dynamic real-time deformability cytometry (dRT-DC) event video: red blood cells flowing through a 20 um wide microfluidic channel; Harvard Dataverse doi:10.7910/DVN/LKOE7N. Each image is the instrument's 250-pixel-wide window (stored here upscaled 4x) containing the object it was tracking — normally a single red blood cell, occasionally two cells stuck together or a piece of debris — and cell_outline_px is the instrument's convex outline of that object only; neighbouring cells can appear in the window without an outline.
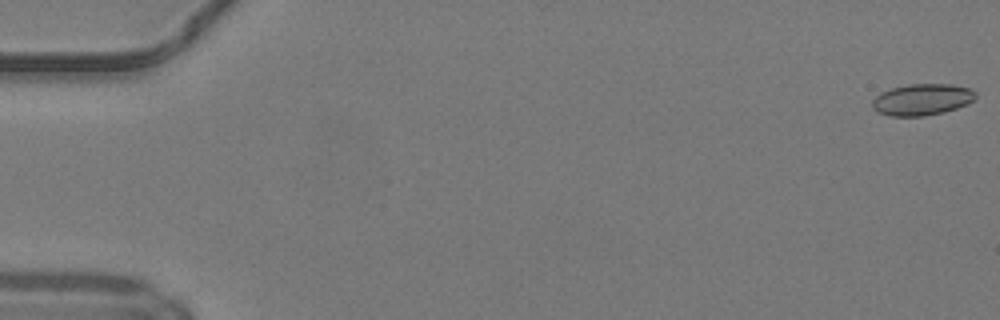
{"species": "common noctule bat (a hibernating species)", "species_latin": "Nyctalus noctula", "temperature_condition": "warm", "stored_images_in_passage": 50, "camera_frame_rate_fps": 3000, "um_per_image_px": 0.085, "animal": {"sex": "male", "body_mass_g": 19.2, "forearm_length_mm": 51.8}, "frame": {"image": 1, "passage_image": 1, "time_ms": 0.0, "image_size_px": [1000, 320], "cell_outline_px": [[976, 96], [968, 104], [944, 112], [924, 116], [888, 116], [876, 112], [872, 108], [872, 100], [880, 92], [892, 88], [908, 84], [952, 84], [968, 88], [976, 92]], "centroid_in_image_um": [78.34, 8.47], "position_along_channel_um": 6.7, "area_um2": 19.07}}
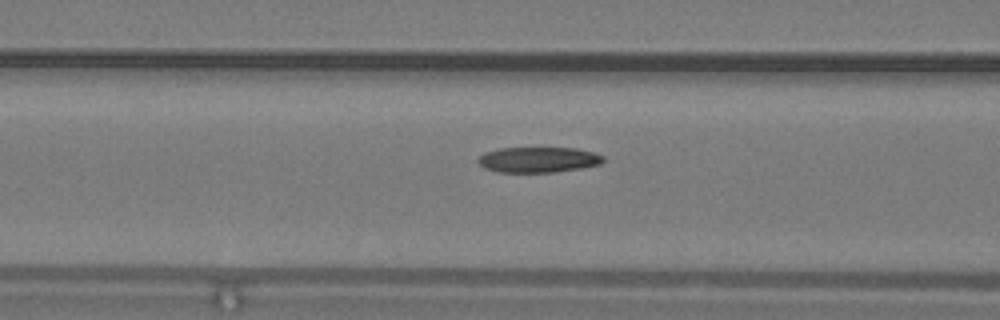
{"frame": {"image": 2, "passage_image": 21, "time_ms": 6.667, "image_size_px": [1000, 320], "cell_outline_px": [[604, 160], [600, 164], [580, 168], [552, 172], [500, 172], [484, 168], [476, 160], [484, 152], [500, 148], [576, 148], [596, 152], [604, 156]], "centroid_in_image_um": [45.76, 13.56], "position_along_channel_um": 120.8, "area_um2": 18.61}}
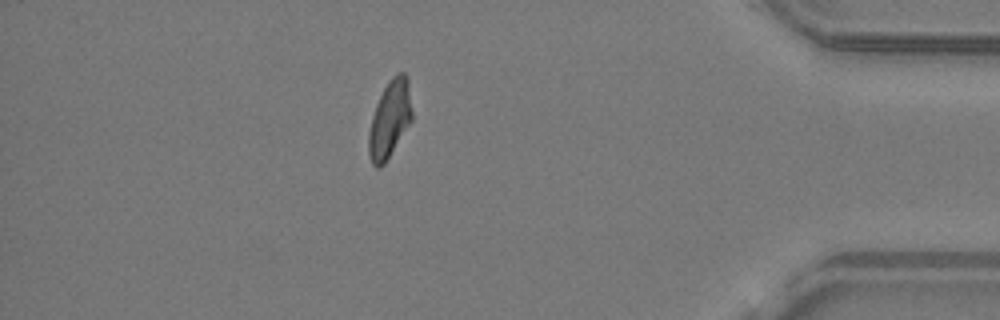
{"frame": {"image": 3, "passage_image": 44, "time_ms": 14.333, "image_size_px": [1000, 320], "cell_outline_px": [[412, 120], [384, 164], [380, 168], [376, 168], [372, 164], [368, 152], [368, 132], [372, 116], [376, 104], [388, 80], [396, 72], [404, 72], [408, 76], [412, 112]], "centroid_in_image_um": [33.12, 10.1], "position_along_channel_um": 402.1, "area_um2": 19.59}, "authors_computed_cell_mechanics": {"area_um2": 19.3341, "velocity_mm_per_s": 4.1936, "shape_relaxation_time_tau1_ms": null, "shape_relaxation_time_tau2_ms": 4.328, "deformation_change_tau1": null, "deformation_change_tau2": 0.1402}}